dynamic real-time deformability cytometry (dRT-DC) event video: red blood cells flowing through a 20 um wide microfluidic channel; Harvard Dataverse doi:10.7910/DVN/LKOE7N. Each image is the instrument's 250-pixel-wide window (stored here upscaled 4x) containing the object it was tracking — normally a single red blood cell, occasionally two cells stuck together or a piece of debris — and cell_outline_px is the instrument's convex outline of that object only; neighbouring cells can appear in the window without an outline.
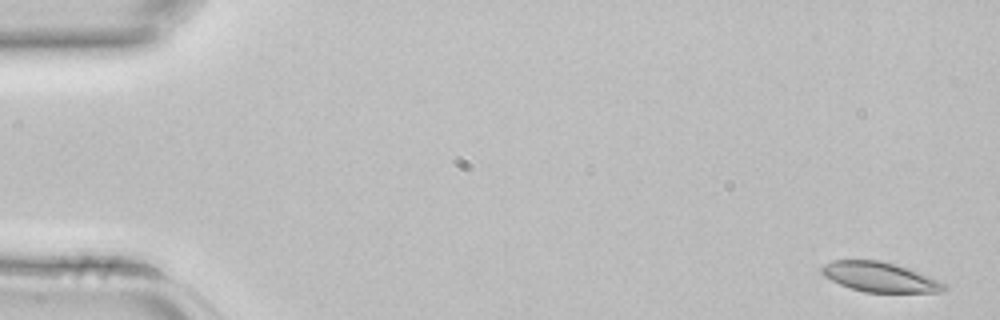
{"species": "common noctule bat (a hibernating species)", "species_latin": "Nyctalus noctula", "temperature_condition": "room temperature", "stored_images_in_passage": 3, "camera_frame_rate_fps": 3000, "um_per_image_px": 0.085, "animal": {"sex": "female", "body_mass_g": 22.7, "forearm_length_mm": 54.2}, "frame": {"image": 1, "passage_image": 1, "time_ms": 0.0, "image_size_px": [1000, 320], "cell_outline_px": [[948, 288], [940, 292], [864, 292], [840, 284], [824, 276], [820, 272], [820, 268], [824, 264], [832, 260], [880, 260], [896, 264], [908, 268], [940, 280], [948, 284]], "centroid_in_image_um": [74.81, 23.54], "position_along_channel_um": 10.2, "area_um2": 21.33}}
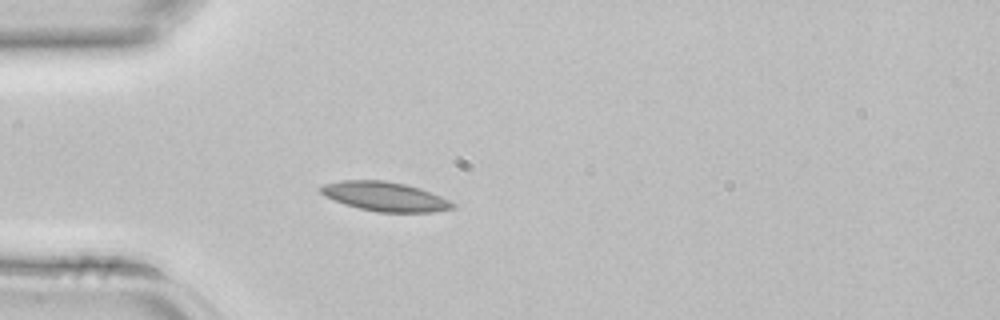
{"frame": {"image": 2, "passage_image": 3, "time_ms": 0.667, "image_size_px": [1000, 320], "cell_outline_px": [[456, 208], [432, 212], [376, 212], [344, 204], [324, 196], [316, 188], [324, 184], [340, 180], [384, 180], [404, 184], [420, 188], [440, 196], [456, 204]], "centroid_in_image_um": [32.69, 16.7], "position_along_channel_um": 52.3, "area_um2": 22.6}}